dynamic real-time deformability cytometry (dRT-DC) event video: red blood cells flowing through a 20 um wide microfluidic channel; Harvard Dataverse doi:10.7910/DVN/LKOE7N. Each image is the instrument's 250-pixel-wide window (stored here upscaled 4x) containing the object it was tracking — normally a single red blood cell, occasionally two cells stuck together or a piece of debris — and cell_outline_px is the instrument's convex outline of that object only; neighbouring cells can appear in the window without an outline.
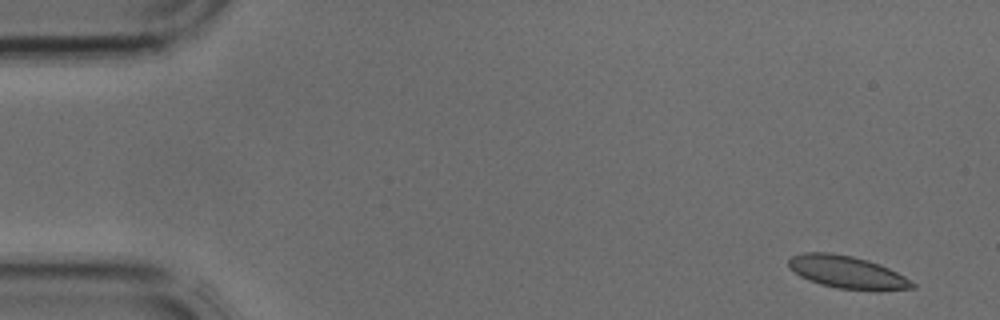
{"species": "common noctule bat (a hibernating species)", "species_latin": "Nyctalus noctula", "temperature_condition": "cold", "stored_images_in_passage": 3, "camera_frame_rate_fps": 3000, "um_per_image_px": 0.085, "animal": {"sex": "male", "body_mass_g": 17.9, "forearm_length_mm": 54.2}, "frame": {"image": 1, "passage_image": 1, "time_ms": 0.0, "image_size_px": [1000, 320], "cell_outline_px": [[916, 288], [880, 292], [836, 288], [820, 284], [808, 280], [800, 276], [788, 264], [788, 260], [792, 256], [804, 252], [828, 252], [852, 256], [868, 260], [888, 268], [904, 276], [916, 284]], "centroid_in_image_um": [72.06, 23.16], "position_along_channel_um": 12.9, "area_um2": 23.7}}
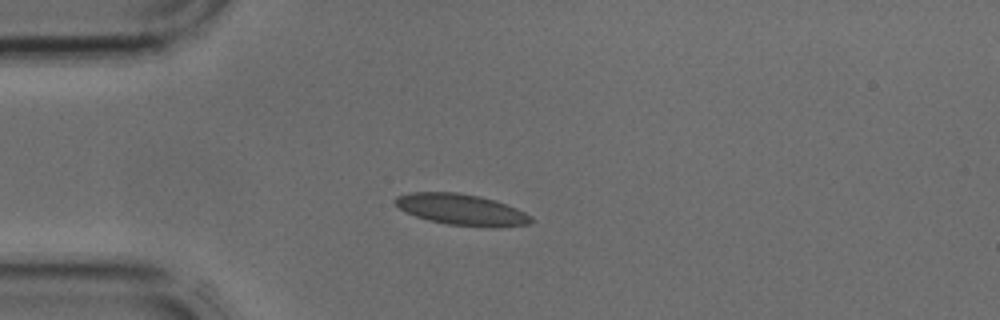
{"frame": {"image": 2, "passage_image": 3, "time_ms": 0.667, "image_size_px": [1000, 320], "cell_outline_px": [[536, 220], [528, 224], [500, 228], [492, 228], [448, 224], [428, 220], [404, 212], [392, 200], [396, 196], [408, 192], [456, 192], [480, 196], [516, 208], [532, 216]], "centroid_in_image_um": [39.23, 17.82], "position_along_channel_um": 45.8, "area_um2": 24.85}}